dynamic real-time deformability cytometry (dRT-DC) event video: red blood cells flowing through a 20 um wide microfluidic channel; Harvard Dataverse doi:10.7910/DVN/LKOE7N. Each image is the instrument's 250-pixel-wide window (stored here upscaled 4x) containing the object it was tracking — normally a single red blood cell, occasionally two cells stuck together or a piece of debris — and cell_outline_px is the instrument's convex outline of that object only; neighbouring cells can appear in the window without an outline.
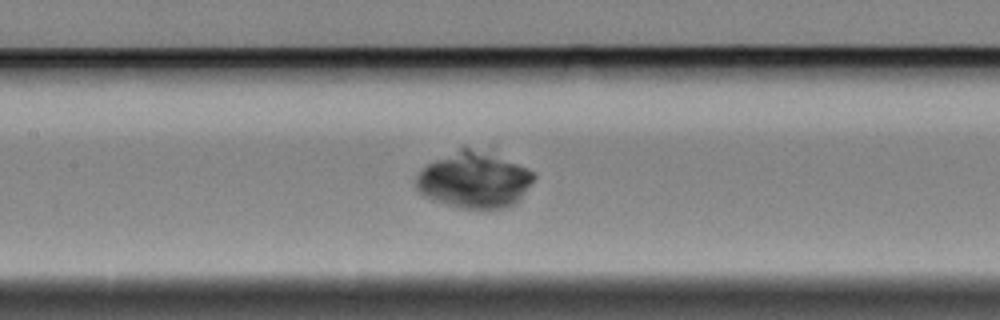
{"species": "Egyptian fruit bat (a non-hibernating species)", "species_latin": "Rousettus aegyptiacus", "temperature_condition": "cold", "stored_images_in_passage": 40, "camera_frame_rate_fps": 3000, "um_per_image_px": 0.085, "animal": {"sex": "female"}, "frame": {"image": 1, "passage_image": 17, "time_ms": 5.333, "image_size_px": [1000, 320], "cell_outline_px": [[536, 176], [520, 200], [504, 208], [460, 208], [432, 200], [424, 196], [416, 188], [416, 176], [428, 164], [464, 144], [528, 168]], "centroid_in_image_um": [40.29, 15.29], "position_along_channel_um": 167.1, "area_um2": 38.38}}